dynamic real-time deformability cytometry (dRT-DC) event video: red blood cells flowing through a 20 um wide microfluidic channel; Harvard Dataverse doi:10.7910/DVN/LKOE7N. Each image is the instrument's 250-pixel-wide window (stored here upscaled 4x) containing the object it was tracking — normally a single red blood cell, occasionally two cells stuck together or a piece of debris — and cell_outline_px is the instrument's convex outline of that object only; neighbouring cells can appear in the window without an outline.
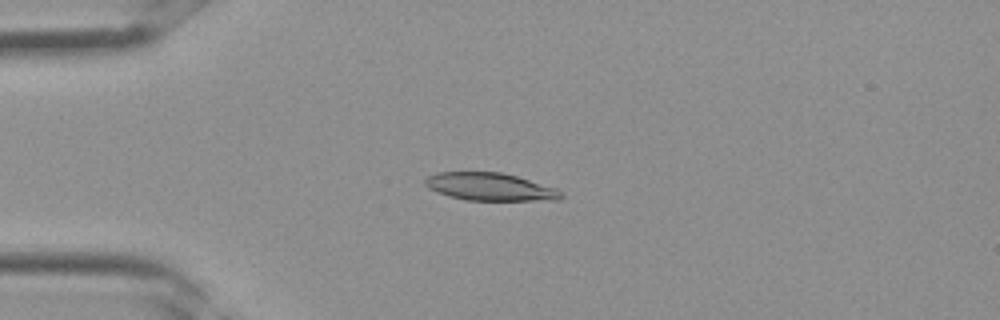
{"species": "Egyptian fruit bat (a non-hibernating species)", "species_latin": "Rousettus aegyptiacus", "temperature_condition": "room temperature", "stored_images_in_passage": 3, "camera_frame_rate_fps": 3000, "um_per_image_px": 0.085, "frame": {"image": 1, "passage_image": 3, "time_ms": 0.667, "image_size_px": [1000, 320], "cell_outline_px": [[564, 196], [560, 200], [464, 200], [448, 196], [436, 192], [428, 188], [424, 184], [424, 180], [428, 176], [436, 172], [500, 172], [516, 176], [556, 188], [564, 192]], "centroid_in_image_um": [41.64, 15.88], "position_along_channel_um": 43.4, "area_um2": 22.08}}